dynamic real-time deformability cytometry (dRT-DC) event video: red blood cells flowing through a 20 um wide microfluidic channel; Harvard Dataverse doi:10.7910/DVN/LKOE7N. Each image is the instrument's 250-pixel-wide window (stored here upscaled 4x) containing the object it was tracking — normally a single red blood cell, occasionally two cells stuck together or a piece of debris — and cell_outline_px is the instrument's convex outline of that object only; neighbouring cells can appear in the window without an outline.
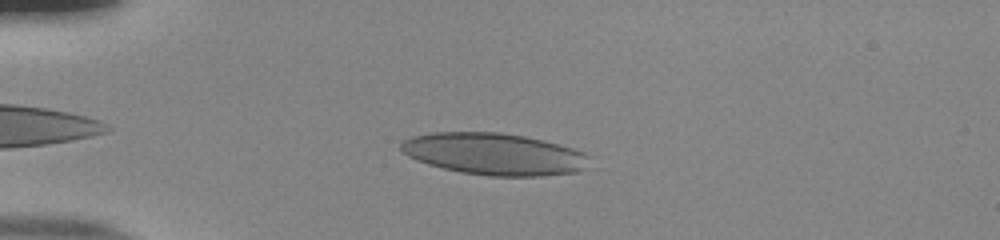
{"species": "human", "species_latin": "Homo sapiens", "temperature_condition": "room temperature", "stored_images_in_passage": 40, "camera_frame_rate_fps": 3000, "um_per_image_px": 0.085, "donor": {"sex": "male"}, "frame": {"image": 1, "passage_image": 6, "time_ms": 1.667, "image_size_px": [1000, 240], "cell_outline_px": [[592, 156], [584, 168], [576, 172], [540, 176], [488, 176], [460, 172], [428, 164], [416, 160], [408, 156], [400, 148], [400, 144], [404, 140], [412, 136], [432, 132], [500, 132], [524, 136], [572, 148], [584, 152]], "centroid_in_image_um": [41.99, 13.09], "position_along_channel_um": 43.0, "area_um2": 45.89}}
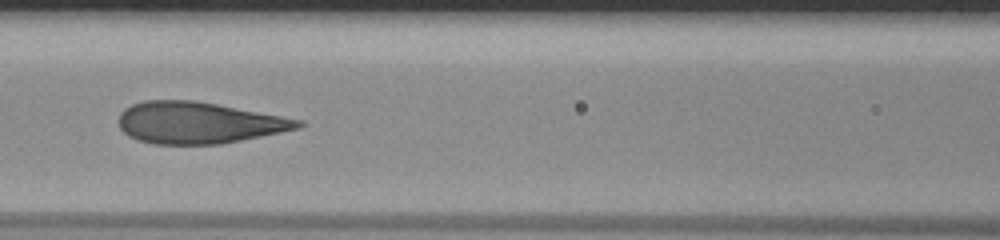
{"frame": {"image": 2, "passage_image": 17, "time_ms": 5.333, "image_size_px": [1000, 240], "cell_outline_px": [[304, 124], [300, 128], [220, 144], [156, 144], [136, 140], [128, 136], [120, 128], [120, 112], [124, 108], [132, 104], [144, 100], [196, 100], [304, 120]], "centroid_in_image_um": [16.87, 10.42], "position_along_channel_um": 149.7, "area_um2": 43.41}}
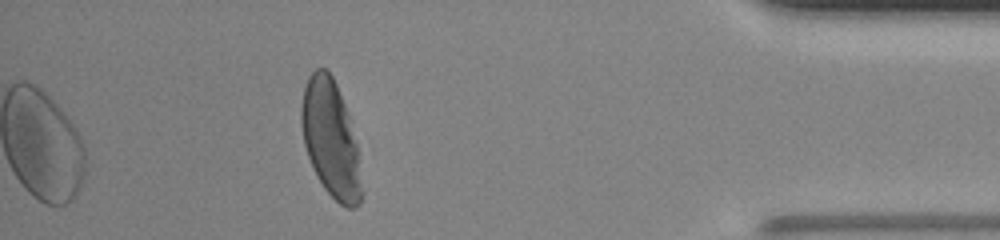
{"frame": {"image": 3, "passage_image": 40, "time_ms": 13.0, "image_size_px": [1000, 240], "cell_outline_px": [[364, 192], [360, 204], [356, 208], [348, 208], [340, 204], [324, 188], [316, 176], [312, 168], [304, 144], [300, 124], [300, 108], [304, 88], [308, 76], [316, 68], [324, 68], [332, 76], [336, 84], [348, 112], [356, 144]], "centroid_in_image_um": [28.11, 11.84], "position_along_channel_um": 407.1, "area_um2": 41.27}, "authors_computed_cell_mechanics": {"area_um2": 44.1881, "velocity_mm_per_s": 3.8745, "shape_relaxation_time_tau1_ms": 6.7819, "shape_relaxation_time_tau2_ms": null, "deformation_change_tau1": 0.2482, "deformation_change_tau2": null}}